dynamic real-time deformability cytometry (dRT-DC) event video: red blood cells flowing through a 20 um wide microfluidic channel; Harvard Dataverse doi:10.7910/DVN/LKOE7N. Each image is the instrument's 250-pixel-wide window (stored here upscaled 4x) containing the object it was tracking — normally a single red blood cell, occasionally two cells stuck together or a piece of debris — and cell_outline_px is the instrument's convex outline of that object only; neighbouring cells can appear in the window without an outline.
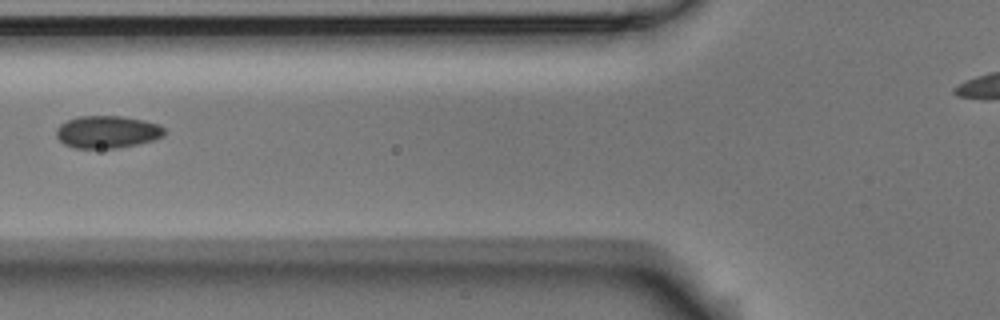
{"species": "Egyptian fruit bat (a non-hibernating species)", "species_latin": "Rousettus aegyptiacus", "temperature_condition": "room temperature", "stored_images_in_passage": 6, "camera_frame_rate_fps": 3000, "um_per_image_px": 0.085, "animal": {"sex": "male"}, "frame": {"image": 1, "passage_image": 6, "time_ms": 1.667, "image_size_px": [1000, 320], "cell_outline_px": [[164, 136], [152, 140], [136, 144], [116, 148], [76, 148], [64, 144], [56, 136], [56, 128], [60, 124], [68, 120], [80, 116], [124, 116], [144, 120], [160, 124], [164, 128]], "centroid_in_image_um": [9.12, 11.2], "position_along_channel_um": 116.7, "area_um2": 20.4}}